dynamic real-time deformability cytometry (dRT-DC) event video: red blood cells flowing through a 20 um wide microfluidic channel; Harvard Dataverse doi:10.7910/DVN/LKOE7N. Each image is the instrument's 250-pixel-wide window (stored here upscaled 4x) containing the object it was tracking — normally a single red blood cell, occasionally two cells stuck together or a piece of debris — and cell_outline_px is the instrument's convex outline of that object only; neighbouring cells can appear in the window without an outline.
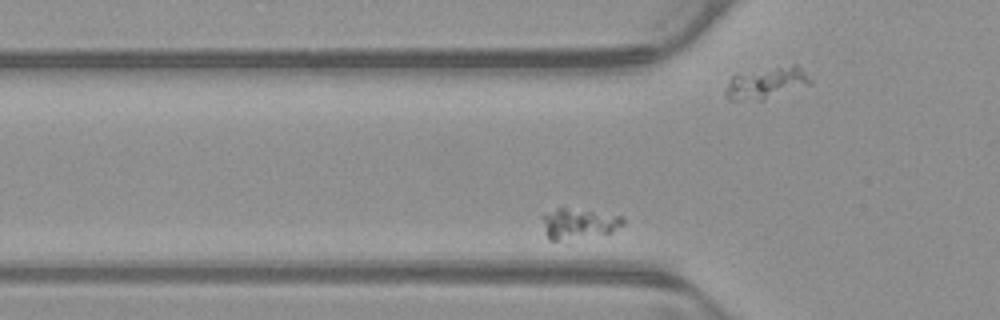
{"species": "common noctule bat (a hibernating species)", "species_latin": "Nyctalus noctula", "temperature_condition": "warm", "stored_images_in_passage": 33, "camera_frame_rate_fps": 3000, "um_per_image_px": 0.085, "animal": {"sex": "male", "body_mass_g": 23.1, "forearm_length_mm": 52.7}, "frame": {"image": 1, "passage_image": 5, "time_ms": 1.333, "image_size_px": [1000, 320], "cell_outline_px": [[624, 224], [608, 232], [556, 240], [548, 240], [544, 220], [544, 216], [556, 208], [564, 204], [620, 216], [624, 220]], "centroid_in_image_um": [49.19, 18.91], "position_along_channel_um": 76.6, "area_um2": 13.99}}
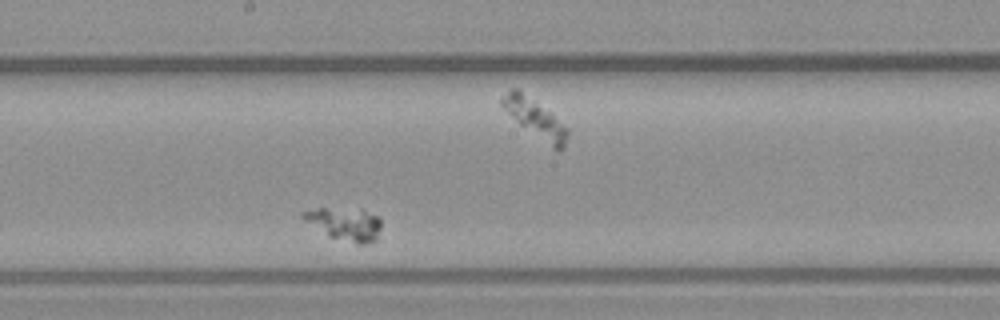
{"frame": {"image": 2, "passage_image": 18, "time_ms": 5.667, "image_size_px": [1000, 320], "cell_outline_px": [[380, 228], [376, 240], [364, 244], [356, 244], [328, 236], [304, 220], [300, 216], [300, 212], [320, 208], [360, 208], [376, 216], [380, 220]], "centroid_in_image_um": [29.3, 19.02], "position_along_channel_um": 218.9, "area_um2": 14.97}}
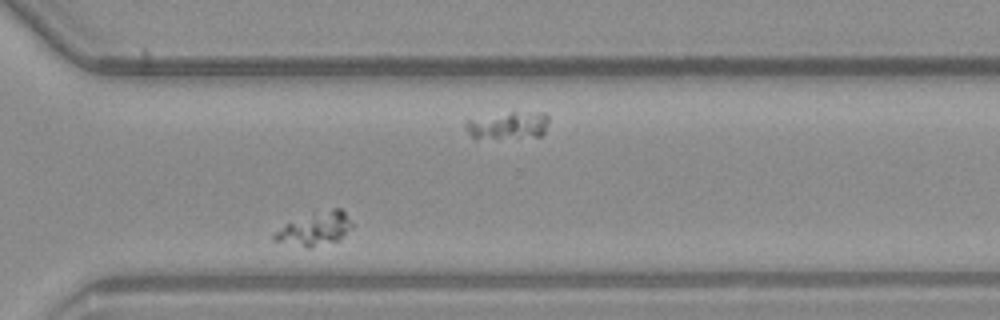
{"frame": {"image": 3, "passage_image": 29, "time_ms": 9.333, "image_size_px": [1000, 320], "cell_outline_px": [[352, 228], [340, 240], [308, 248], [272, 240], [272, 236], [276, 232], [288, 224], [312, 212], [332, 208], [340, 208], [344, 212], [352, 224]], "centroid_in_image_um": [26.82, 19.45], "position_along_channel_um": 343.8, "area_um2": 14.8}}